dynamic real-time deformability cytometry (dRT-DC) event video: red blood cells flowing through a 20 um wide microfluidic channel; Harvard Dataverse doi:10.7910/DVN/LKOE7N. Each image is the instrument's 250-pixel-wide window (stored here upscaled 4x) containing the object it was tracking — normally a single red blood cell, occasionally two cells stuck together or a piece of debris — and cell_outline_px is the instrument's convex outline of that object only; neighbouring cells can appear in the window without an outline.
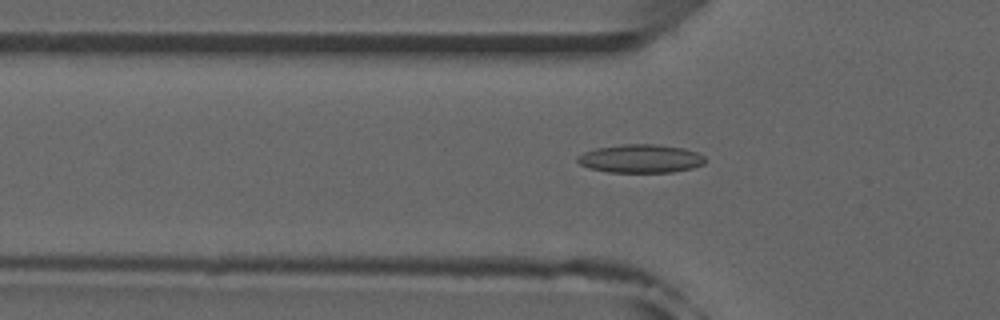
{"species": "common noctule bat (a hibernating species)", "species_latin": "Nyctalus noctula", "temperature_condition": "room temperature", "stored_images_in_passage": 40, "camera_frame_rate_fps": 3000, "um_per_image_px": 0.085, "animal": {"sex": "male", "forearm_length_mm": 52.5}, "frame": {"image": 1, "passage_image": 5, "time_ms": 1.333, "image_size_px": [1000, 320], "cell_outline_px": [[704, 164], [692, 168], [672, 172], [608, 172], [588, 168], [580, 164], [576, 160], [576, 156], [584, 152], [596, 148], [624, 144], [656, 144], [684, 148], [696, 152], [704, 156]], "centroid_in_image_um": [54.43, 13.48], "position_along_channel_um": 71.4, "area_um2": 21.15}}
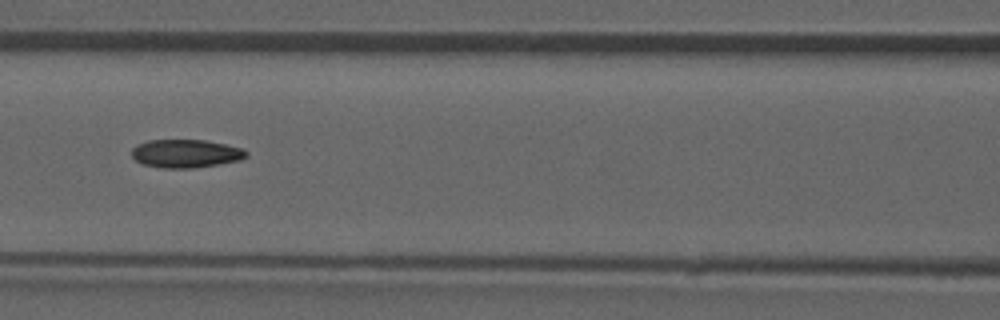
{"frame": {"image": 2, "passage_image": 11, "time_ms": 3.333, "image_size_px": [1000, 320], "cell_outline_px": [[248, 156], [240, 160], [220, 164], [196, 168], [164, 168], [144, 164], [136, 160], [132, 156], [132, 148], [136, 144], [148, 140], [204, 140], [244, 148], [248, 152]], "centroid_in_image_um": [15.82, 13.05], "position_along_channel_um": 150.8, "area_um2": 18.96}}
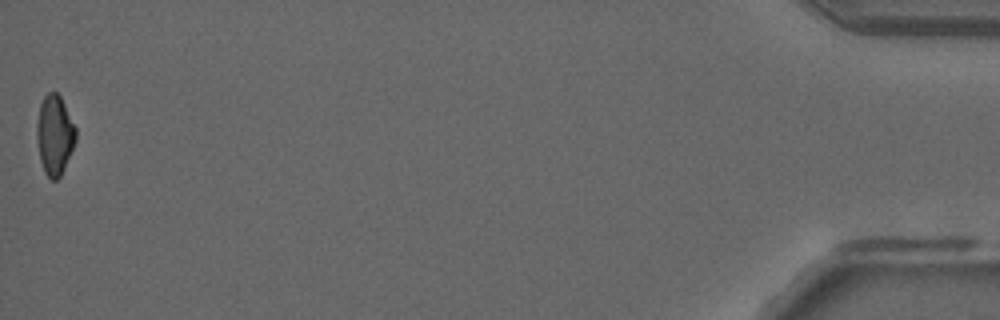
{"frame": {"image": 3, "passage_image": 40, "time_ms": 13.0, "image_size_px": [1000, 320], "cell_outline_px": [[76, 140], [64, 168], [60, 176], [56, 180], [52, 180], [44, 172], [40, 160], [36, 136], [36, 124], [40, 104], [44, 96], [48, 92], [56, 92], [60, 96], [76, 128]], "centroid_in_image_um": [4.63, 11.47], "position_along_channel_um": 430.6, "area_um2": 18.03}, "authors_computed_cell_mechanics": {"area_um2": 18.9873, "velocity_mm_per_s": 3.934, "shape_relaxation_time_tau1_ms": 10.8974, "shape_relaxation_time_tau2_ms": 4.2322, "deformation_change_tau1": 0.236, "deformation_change_tau2": 0.1052}}